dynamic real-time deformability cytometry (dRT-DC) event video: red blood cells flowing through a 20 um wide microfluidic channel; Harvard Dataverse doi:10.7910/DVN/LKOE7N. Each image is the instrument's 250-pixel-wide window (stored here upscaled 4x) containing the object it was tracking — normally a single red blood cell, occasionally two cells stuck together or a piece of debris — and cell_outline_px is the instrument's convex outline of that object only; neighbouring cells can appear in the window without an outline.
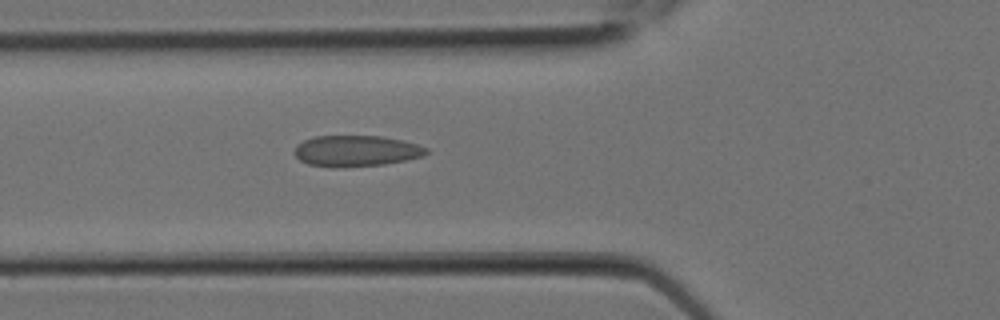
{"species": "Egyptian fruit bat (a non-hibernating species)", "species_latin": "Rousettus aegyptiacus", "temperature_condition": "room temperature", "stored_images_in_passage": 7, "camera_frame_rate_fps": 3000, "um_per_image_px": 0.085, "animal": {"sex": "female"}, "frame": {"image": 1, "passage_image": 7, "time_ms": 2.0, "image_size_px": [1000, 320], "cell_outline_px": [[428, 152], [424, 156], [384, 164], [308, 164], [300, 160], [292, 152], [296, 144], [304, 140], [316, 136], [380, 136], [404, 140], [428, 148]], "centroid_in_image_um": [30.3, 12.77], "position_along_channel_um": 95.5, "area_um2": 22.89}}